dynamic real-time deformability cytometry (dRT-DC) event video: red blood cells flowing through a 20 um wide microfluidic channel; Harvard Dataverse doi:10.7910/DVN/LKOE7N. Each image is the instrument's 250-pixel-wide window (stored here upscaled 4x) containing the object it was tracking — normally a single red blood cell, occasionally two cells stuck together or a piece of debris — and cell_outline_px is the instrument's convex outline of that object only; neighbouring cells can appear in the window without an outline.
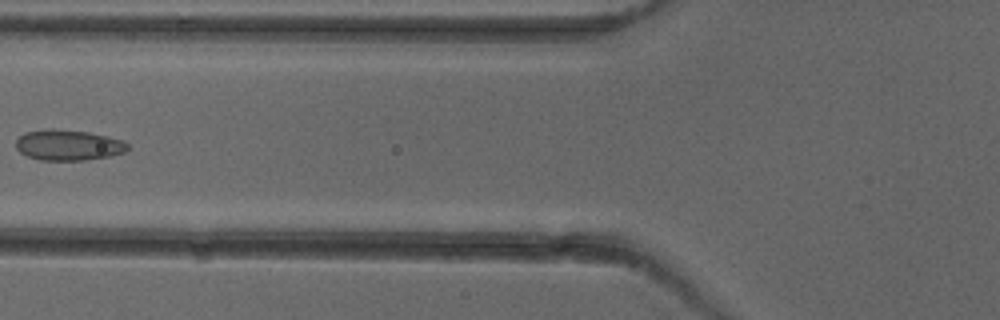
{"species": "common noctule bat (a hibernating species)", "species_latin": "Nyctalus noctula", "temperature_condition": "cold", "stored_images_in_passage": 6, "camera_frame_rate_fps": 3000, "um_per_image_px": 0.085, "animal": {"sex": "female"}, "frame": {"image": 1, "passage_image": 5, "time_ms": 5.667, "image_size_px": [1000, 320], "cell_outline_px": [[128, 148], [124, 152], [112, 156], [84, 160], [40, 160], [28, 156], [20, 152], [16, 148], [16, 140], [24, 132], [48, 128], [52, 128], [88, 132], [108, 136], [124, 140], [128, 144]], "centroid_in_image_um": [5.81, 12.32], "position_along_channel_um": 120.0, "area_um2": 20.11}}
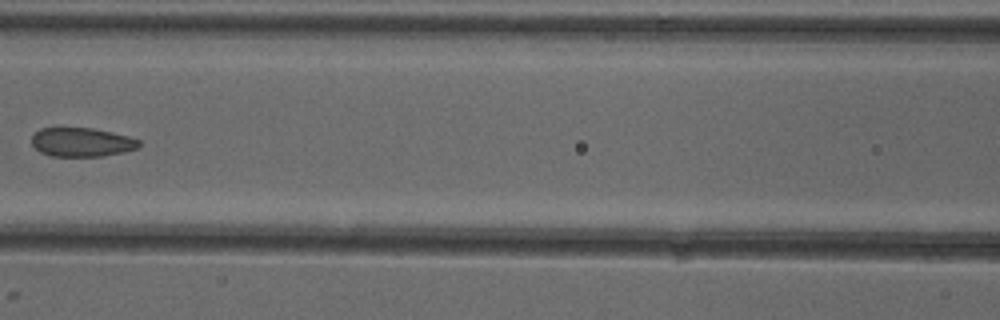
{"frame": {"image": 2, "passage_image": 6, "time_ms": 6.667, "image_size_px": [1000, 320], "cell_outline_px": [[140, 144], [136, 148], [124, 152], [100, 156], [52, 156], [40, 152], [32, 144], [32, 136], [40, 128], [92, 128], [112, 132], [128, 136], [140, 140]], "centroid_in_image_um": [6.94, 12.08], "position_along_channel_um": 159.7, "area_um2": 17.98}}